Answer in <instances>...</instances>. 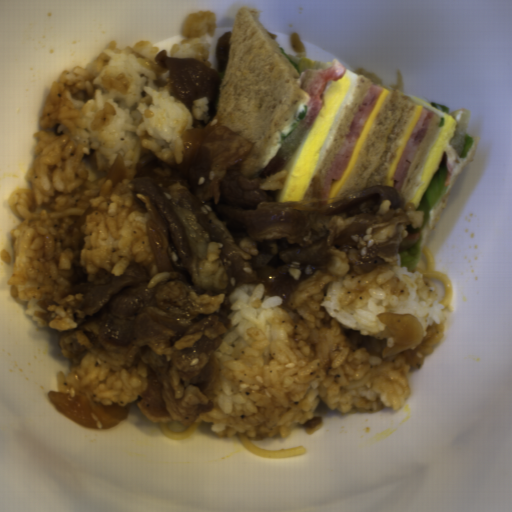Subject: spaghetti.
Listing matches in <instances>:
<instances>
[{
    "label": "spaghetti",
    "mask_w": 512,
    "mask_h": 512,
    "mask_svg": "<svg viewBox=\"0 0 512 512\" xmlns=\"http://www.w3.org/2000/svg\"><path fill=\"white\" fill-rule=\"evenodd\" d=\"M420 253L424 256L426 268L422 269L415 266L414 270L410 272H417L420 275H422L423 278L437 279L439 282L443 284L445 293L440 303H442L445 308L450 304L453 298L454 288L452 281L448 275H446L442 271H436L434 269L432 256L428 248L423 246V248L420 250Z\"/></svg>",
    "instance_id": "obj_1"
},
{
    "label": "spaghetti",
    "mask_w": 512,
    "mask_h": 512,
    "mask_svg": "<svg viewBox=\"0 0 512 512\" xmlns=\"http://www.w3.org/2000/svg\"><path fill=\"white\" fill-rule=\"evenodd\" d=\"M244 450L252 455L268 459H282L303 455L306 453L304 446H295L282 450H265L246 437L244 432L235 433Z\"/></svg>",
    "instance_id": "obj_2"
},
{
    "label": "spaghetti",
    "mask_w": 512,
    "mask_h": 512,
    "mask_svg": "<svg viewBox=\"0 0 512 512\" xmlns=\"http://www.w3.org/2000/svg\"><path fill=\"white\" fill-rule=\"evenodd\" d=\"M203 421V420H202ZM202 421L196 422V420L186 429L181 432H172L169 429L168 422H158L159 431L167 438L172 440H183L190 436L202 423Z\"/></svg>",
    "instance_id": "obj_3"
}]
</instances>
